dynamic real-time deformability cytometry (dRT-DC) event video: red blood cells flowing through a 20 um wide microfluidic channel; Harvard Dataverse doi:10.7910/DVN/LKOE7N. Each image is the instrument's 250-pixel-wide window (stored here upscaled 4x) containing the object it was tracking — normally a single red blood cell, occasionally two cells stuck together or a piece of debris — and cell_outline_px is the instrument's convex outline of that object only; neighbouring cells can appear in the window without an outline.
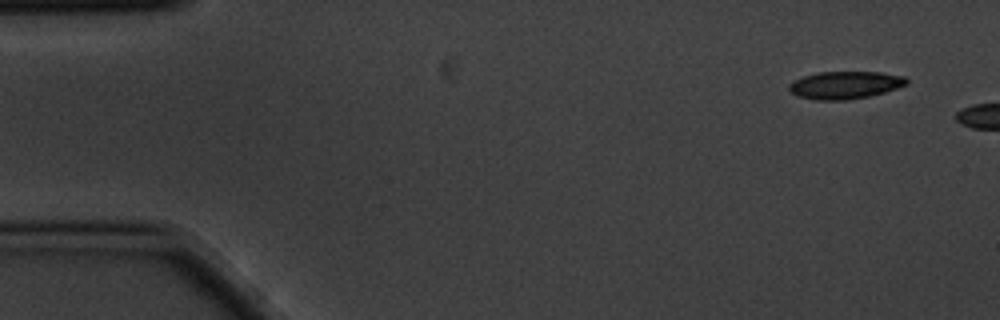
{"species": "common noctule bat (a hibernating species)", "species_latin": "Nyctalus noctula", "temperature_condition": "cold", "stored_images_in_passage": 2, "camera_frame_rate_fps": 3000, "um_per_image_px": 0.085, "animal": {"sex": "male", "body_mass_g": 20.1, "forearm_length_mm": 53.5}, "frame": {"image": 1, "passage_image": 1, "time_ms": 0.0, "image_size_px": [1000, 320], "cell_outline_px": [[908, 84], [884, 92], [868, 96], [848, 100], [816, 100], [796, 96], [788, 88], [788, 84], [792, 80], [816, 72], [880, 72], [904, 76], [908, 80]], "centroid_in_image_um": [71.79, 7.23], "position_along_channel_um": 13.2, "area_um2": 18.96}}